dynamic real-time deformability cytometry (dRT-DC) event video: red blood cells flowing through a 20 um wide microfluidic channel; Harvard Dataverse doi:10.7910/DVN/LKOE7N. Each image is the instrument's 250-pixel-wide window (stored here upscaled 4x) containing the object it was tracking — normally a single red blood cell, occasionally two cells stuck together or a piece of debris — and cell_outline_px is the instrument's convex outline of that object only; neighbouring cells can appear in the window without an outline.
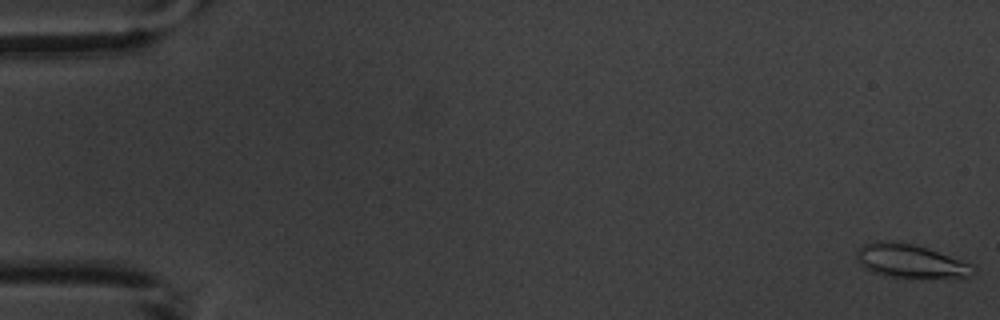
{"species": "common noctule bat (a hibernating species)", "species_latin": "Nyctalus noctula", "temperature_condition": "warm", "stored_images_in_passage": 6, "camera_frame_rate_fps": 3000, "um_per_image_px": 0.085, "animal": {"sex": "male", "body_mass_g": 20.1, "forearm_length_mm": 53.5}, "frame": {"image": 1, "passage_image": 1, "time_ms": 0.0, "image_size_px": [1000, 320], "cell_outline_px": [[976, 272], [968, 280], [960, 280], [884, 276], [872, 272], [864, 268], [856, 260], [856, 252], [864, 244], [876, 240], [892, 240], [912, 244], [976, 264]], "centroid_in_image_um": [77.51, 22.24], "position_along_channel_um": 7.5, "area_um2": 23.93}}